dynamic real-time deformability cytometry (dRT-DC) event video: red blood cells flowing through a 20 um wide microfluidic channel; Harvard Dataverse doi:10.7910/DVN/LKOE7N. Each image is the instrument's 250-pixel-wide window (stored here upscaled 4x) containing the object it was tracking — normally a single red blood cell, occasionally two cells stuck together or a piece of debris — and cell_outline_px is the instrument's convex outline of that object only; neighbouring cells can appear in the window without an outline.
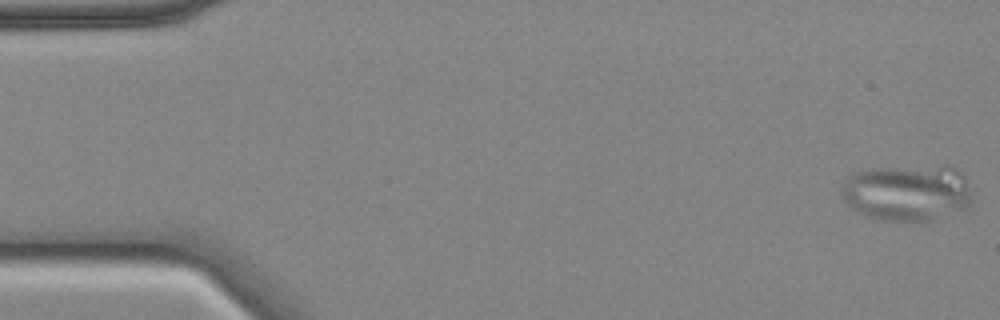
{"species": "common noctule bat (a hibernating species)", "species_latin": "Nyctalus noctula", "temperature_condition": "cold", "stored_images_in_passage": 12, "camera_frame_rate_fps": 3000, "um_per_image_px": 0.085, "animal": {"sex": "female", "body_mass_g": 18.4}, "frame": {"image": 1, "passage_image": 1, "time_ms": 0.0, "image_size_px": [1000, 320], "cell_outline_px": [[968, 208], [932, 220], [880, 220], [864, 216], [856, 212], [840, 196], [840, 188], [844, 180], [852, 172], [872, 168], [948, 164], [956, 168], [964, 176], [968, 192]], "centroid_in_image_um": [77.04, 16.34], "position_along_channel_um": 8.0, "area_um2": 43.41}}